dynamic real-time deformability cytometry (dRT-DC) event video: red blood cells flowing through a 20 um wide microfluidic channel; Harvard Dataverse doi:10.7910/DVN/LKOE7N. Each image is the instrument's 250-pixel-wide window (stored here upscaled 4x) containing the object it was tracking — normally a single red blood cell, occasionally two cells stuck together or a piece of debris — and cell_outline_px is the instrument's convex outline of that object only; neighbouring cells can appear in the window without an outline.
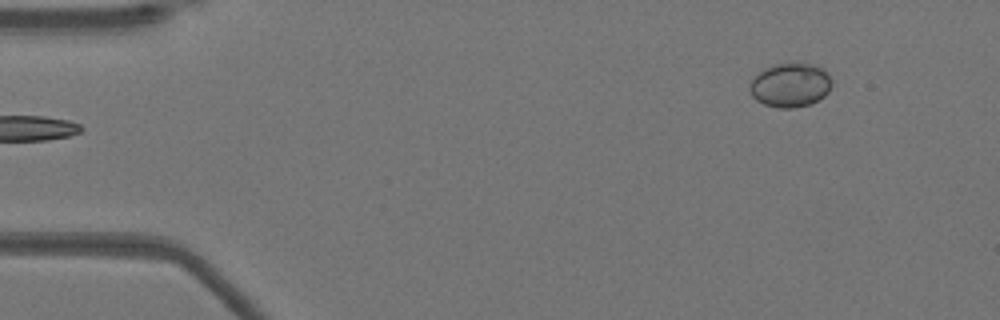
{"species": "Egyptian fruit bat (a non-hibernating species)", "species_latin": "Rousettus aegyptiacus", "temperature_condition": "warm", "stored_images_in_passage": 47, "camera_frame_rate_fps": 3000, "um_per_image_px": 0.085, "animal": {"sex": "female"}, "frame": {"image": 1, "passage_image": 1, "time_ms": 0.0, "image_size_px": [1000, 320], "cell_outline_px": [[832, 84], [828, 92], [820, 100], [796, 108], [776, 108], [764, 104], [756, 100], [752, 96], [748, 88], [748, 84], [764, 68], [776, 64], [812, 64], [824, 68], [828, 72], [832, 80]], "centroid_in_image_um": [67.19, 7.25], "position_along_channel_um": 17.8, "area_um2": 21.21}}
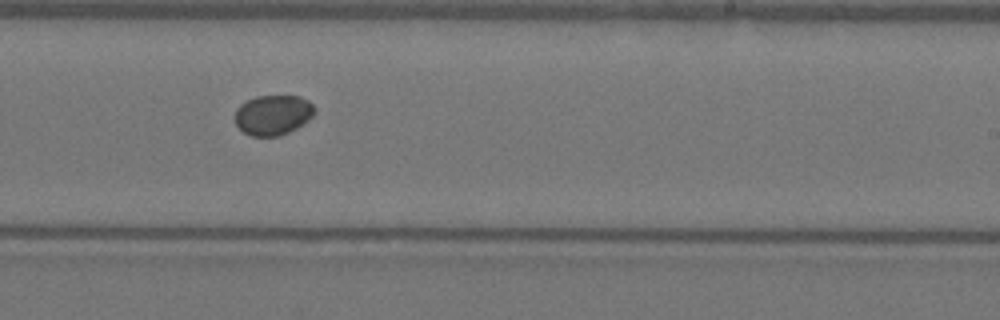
{"frame": {"image": 2, "passage_image": 27, "time_ms": 8.667, "image_size_px": [1000, 320], "cell_outline_px": [[316, 112], [308, 120], [296, 128], [280, 136], [252, 136], [244, 132], [236, 124], [236, 108], [240, 104], [256, 96], [300, 96], [308, 100], [316, 108]], "centroid_in_image_um": [23.23, 9.76], "position_along_channel_um": 265.8, "area_um2": 18.55}}
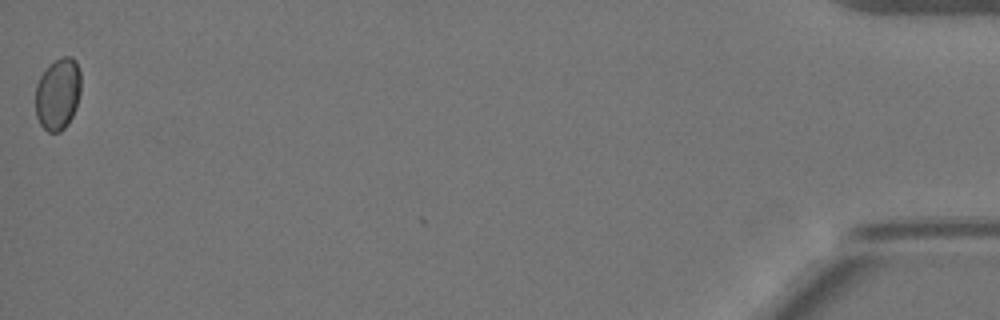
{"frame": {"image": 3, "passage_image": 47, "time_ms": 15.333, "image_size_px": [1000, 320], "cell_outline_px": [[80, 92], [76, 108], [68, 124], [60, 132], [48, 132], [40, 124], [36, 116], [36, 84], [40, 76], [56, 60], [64, 56], [72, 56], [76, 60], [80, 72]], "centroid_in_image_um": [4.93, 8.0], "position_along_channel_um": 430.3, "area_um2": 18.96}}